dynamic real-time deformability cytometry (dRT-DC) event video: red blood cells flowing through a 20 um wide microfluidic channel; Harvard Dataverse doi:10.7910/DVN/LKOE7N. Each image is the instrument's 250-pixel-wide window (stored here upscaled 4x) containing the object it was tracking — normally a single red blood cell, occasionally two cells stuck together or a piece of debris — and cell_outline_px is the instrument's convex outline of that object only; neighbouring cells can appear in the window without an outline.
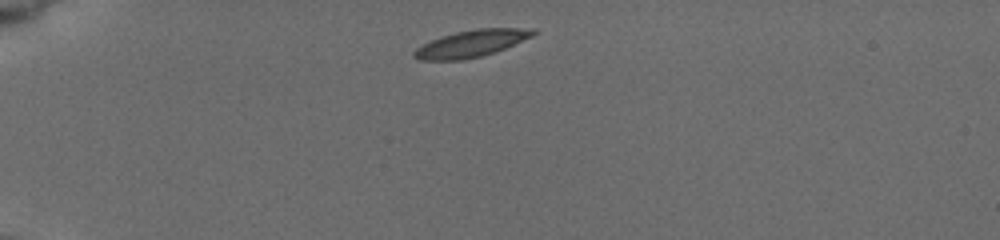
{"species": "common noctule bat (a hibernating species)", "species_latin": "Nyctalus noctula", "temperature_condition": "cold", "stored_images_in_passage": 9, "camera_frame_rate_fps": 3000, "um_per_image_px": 0.085, "animal": {"sex": "female", "body_mass_g": 19.5, "forearm_length_mm": 54.1}, "frame": {"image": 1, "passage_image": 1, "time_ms": 0.0, "image_size_px": [1000, 240], "cell_outline_px": [[540, 32], [532, 36], [504, 48], [480, 56], [460, 60], [420, 60], [412, 56], [412, 52], [416, 48], [440, 36], [456, 32], [476, 28], [536, 28]], "centroid_in_image_um": [40.07, 3.68], "position_along_channel_um": 44.9, "area_um2": 18.55}}
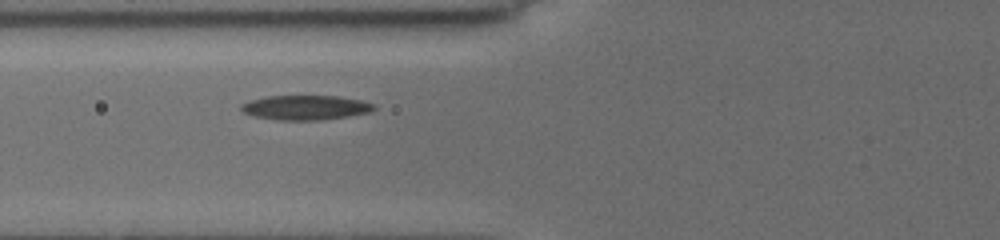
{"frame": {"image": 2, "passage_image": 6, "time_ms": 2.667, "image_size_px": [1000, 240], "cell_outline_px": [[376, 108], [372, 112], [348, 116], [320, 120], [276, 120], [252, 116], [244, 112], [240, 108], [240, 104], [248, 100], [268, 96], [340, 96], [360, 100], [376, 104]], "centroid_in_image_um": [25.97, 9.14], "position_along_channel_um": 99.8, "area_um2": 19.25}}
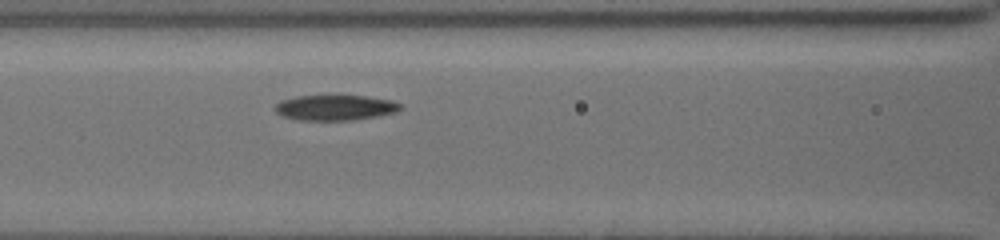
{"frame": {"image": 3, "passage_image": 9, "time_ms": 3.667, "image_size_px": [1000, 240], "cell_outline_px": [[404, 108], [396, 112], [376, 116], [352, 120], [300, 120], [280, 116], [272, 108], [280, 100], [296, 96], [364, 96], [392, 100], [400, 104]], "centroid_in_image_um": [28.45, 9.15], "position_along_channel_um": 138.1, "area_um2": 18.61}}